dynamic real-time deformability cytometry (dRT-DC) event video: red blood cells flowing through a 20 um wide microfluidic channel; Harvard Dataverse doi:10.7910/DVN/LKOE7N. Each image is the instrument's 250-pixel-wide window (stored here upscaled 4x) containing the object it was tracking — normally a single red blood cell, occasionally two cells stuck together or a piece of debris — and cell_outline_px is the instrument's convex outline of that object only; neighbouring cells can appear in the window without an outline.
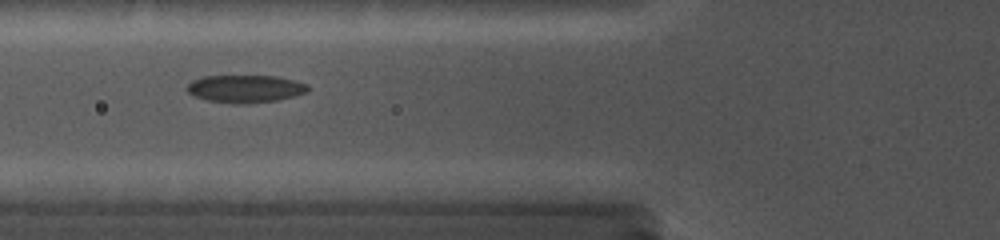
{"species": "common noctule bat (a hibernating species)", "species_latin": "Nyctalus noctula", "temperature_condition": "cold", "stored_images_in_passage": 12, "camera_frame_rate_fps": 5000, "um_per_image_px": 0.085, "animal": {"sex": "female", "body_mass_g": 19.0, "forearm_length_mm": 56.7}, "frame": {"image": 1, "passage_image": 4, "time_ms": 1.2, "image_size_px": [1000, 240], "cell_outline_px": [[308, 92], [280, 100], [240, 104], [236, 104], [208, 100], [196, 96], [188, 92], [188, 84], [192, 80], [204, 76], [276, 76], [296, 80], [308, 84]], "centroid_in_image_um": [20.9, 7.54], "position_along_channel_um": 104.9, "area_um2": 19.42}}